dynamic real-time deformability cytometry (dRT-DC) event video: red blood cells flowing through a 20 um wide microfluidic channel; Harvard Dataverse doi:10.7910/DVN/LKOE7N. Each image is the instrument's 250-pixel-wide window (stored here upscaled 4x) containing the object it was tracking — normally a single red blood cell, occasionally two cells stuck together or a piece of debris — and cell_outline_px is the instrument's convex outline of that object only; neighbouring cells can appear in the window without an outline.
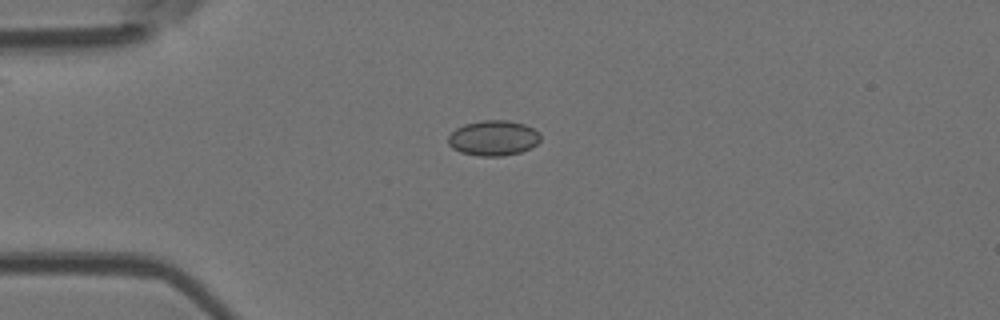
{"species": "Egyptian fruit bat (a non-hibernating species)", "species_latin": "Rousettus aegyptiacus", "temperature_condition": "room temperature", "stored_images_in_passage": 6, "camera_frame_rate_fps": 3000, "um_per_image_px": 0.085, "animal": {"sex": "female"}, "frame": {"image": 1, "passage_image": 4, "time_ms": 3.333, "image_size_px": [1000, 320], "cell_outline_px": [[540, 140], [532, 148], [520, 152], [504, 156], [480, 156], [460, 152], [452, 148], [448, 144], [448, 136], [456, 128], [464, 124], [480, 120], [508, 120], [524, 124], [540, 132]], "centroid_in_image_um": [41.94, 11.73], "position_along_channel_um": 43.1, "area_um2": 19.13}}
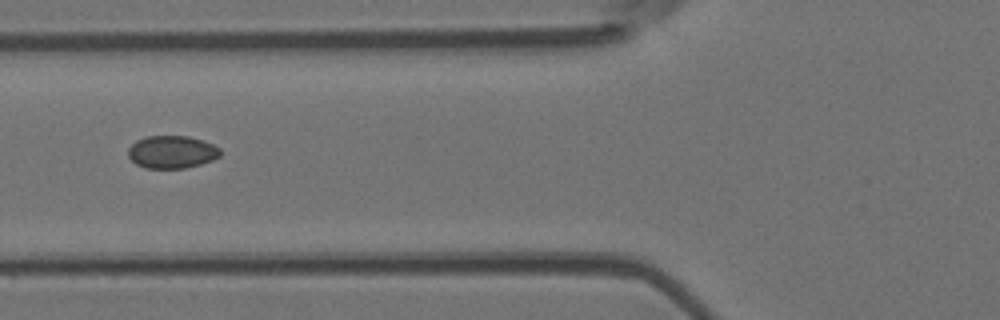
{"frame": {"image": 2, "passage_image": 6, "time_ms": 5.667, "image_size_px": [1000, 320], "cell_outline_px": [[220, 156], [212, 160], [200, 164], [184, 168], [144, 168], [136, 164], [128, 156], [128, 148], [136, 140], [144, 136], [188, 136], [204, 140], [220, 148]], "centroid_in_image_um": [14.59, 12.91], "position_along_channel_um": 111.2, "area_um2": 17.63}}